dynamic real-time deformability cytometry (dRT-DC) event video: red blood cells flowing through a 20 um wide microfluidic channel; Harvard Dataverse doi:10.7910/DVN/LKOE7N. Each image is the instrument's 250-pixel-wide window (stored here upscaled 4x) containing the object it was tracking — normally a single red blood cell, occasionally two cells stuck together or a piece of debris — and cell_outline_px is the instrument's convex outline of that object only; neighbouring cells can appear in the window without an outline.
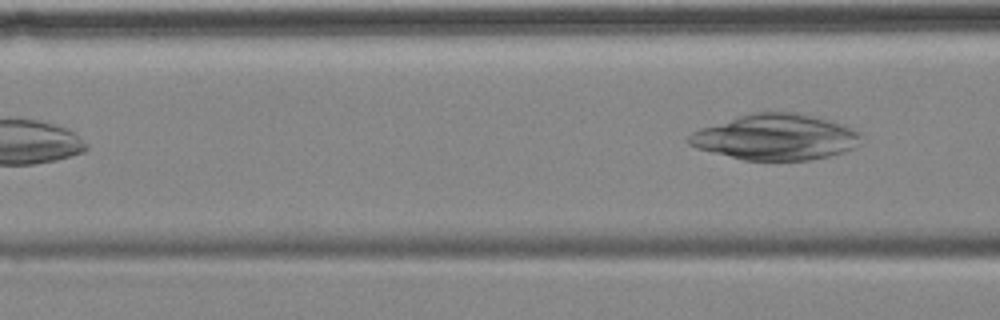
{"species": "common noctule bat (a hibernating species)", "species_latin": "Nyctalus noctula", "temperature_condition": "cold", "stored_images_in_passage": 4, "camera_frame_rate_fps": 3000, "um_per_image_px": 0.085, "animal": {"sex": "female", "body_mass_g": 18.4}, "frame": {"image": 1, "passage_image": 4, "time_ms": 3.667, "image_size_px": [1000, 320], "cell_outline_px": [[860, 136], [852, 148], [844, 152], [812, 160], [744, 160], [696, 148], [688, 144], [688, 136], [692, 132], [700, 128], [752, 112], [800, 112], [816, 116], [852, 128], [860, 132]], "centroid_in_image_um": [65.9, 11.65], "position_along_channel_um": 100.7, "area_um2": 45.66}}